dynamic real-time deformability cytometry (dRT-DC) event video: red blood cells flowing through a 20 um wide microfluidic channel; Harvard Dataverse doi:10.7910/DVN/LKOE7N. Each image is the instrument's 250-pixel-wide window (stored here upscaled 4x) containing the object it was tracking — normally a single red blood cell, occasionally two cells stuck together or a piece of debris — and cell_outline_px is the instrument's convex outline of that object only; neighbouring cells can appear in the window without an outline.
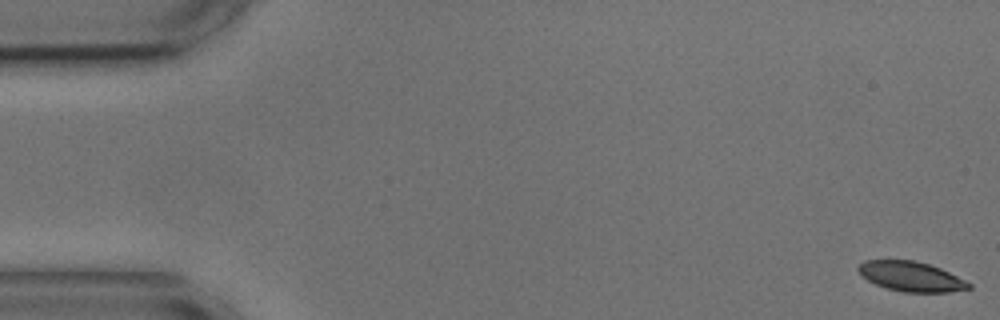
{"species": "common noctule bat (a hibernating species)", "species_latin": "Nyctalus noctula", "temperature_condition": "cold", "stored_images_in_passage": 8, "camera_frame_rate_fps": 3000, "um_per_image_px": 0.085, "animal": {"sex": "male", "body_mass_g": 17.9, "forearm_length_mm": 54.2}, "frame": {"image": 1, "passage_image": 1, "time_ms": 0.0, "image_size_px": [1000, 320], "cell_outline_px": [[972, 288], [948, 292], [904, 292], [888, 288], [876, 284], [868, 280], [856, 268], [864, 260], [916, 260], [940, 268], [972, 284]], "centroid_in_image_um": [77.45, 23.49], "position_along_channel_um": 7.6, "area_um2": 18.96}}
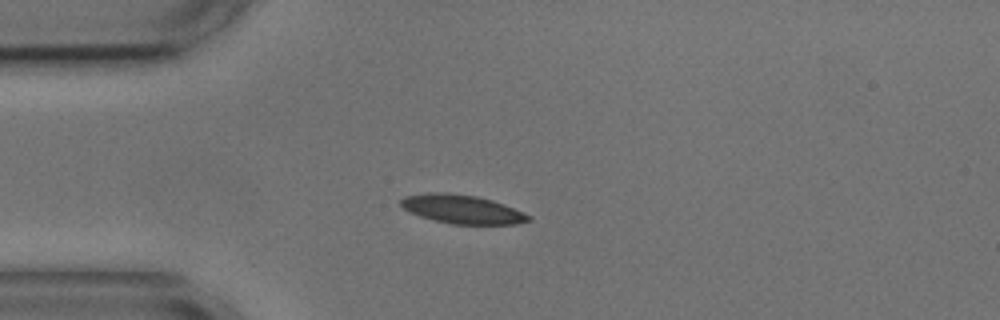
{"frame": {"image": 2, "passage_image": 4, "time_ms": 4.333, "image_size_px": [1000, 320], "cell_outline_px": [[532, 220], [516, 224], [452, 224], [420, 216], [404, 208], [400, 204], [400, 200], [404, 196], [428, 192], [448, 192], [476, 196], [492, 200], [504, 204], [532, 216]], "centroid_in_image_um": [39.3, 17.77], "position_along_channel_um": 45.7, "area_um2": 21.33}}
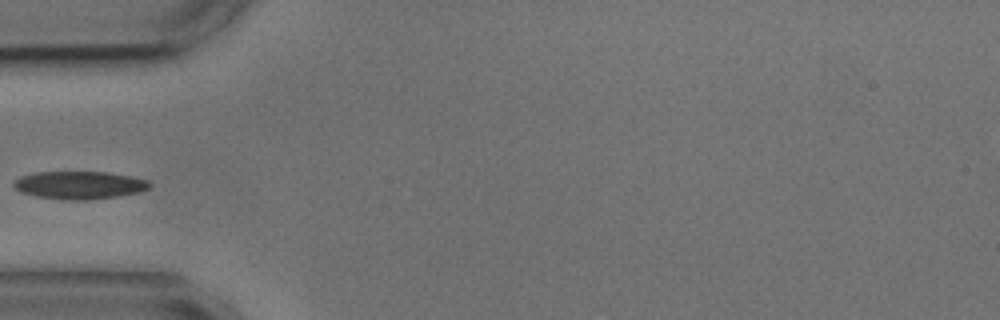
{"frame": {"image": 3, "passage_image": 5, "time_ms": 5.667, "image_size_px": [1000, 320], "cell_outline_px": [[152, 184], [148, 188], [140, 192], [116, 196], [88, 200], [64, 200], [36, 196], [20, 192], [12, 184], [20, 176], [36, 172], [108, 172], [132, 176], [148, 180]], "centroid_in_image_um": [6.76, 15.73], "position_along_channel_um": 78.2, "area_um2": 22.08}}